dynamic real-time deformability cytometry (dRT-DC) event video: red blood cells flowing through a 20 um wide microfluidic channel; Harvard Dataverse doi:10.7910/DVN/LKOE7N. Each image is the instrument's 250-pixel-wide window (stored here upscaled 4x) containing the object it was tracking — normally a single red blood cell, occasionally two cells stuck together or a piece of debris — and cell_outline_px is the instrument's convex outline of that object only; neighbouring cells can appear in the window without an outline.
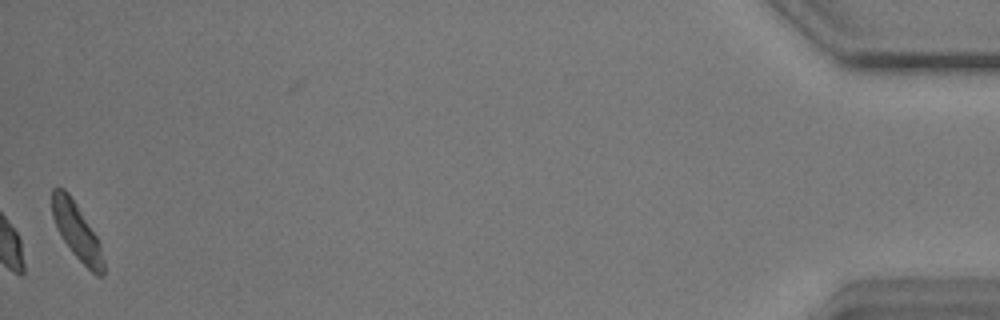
{"species": "common noctule bat (a hibernating species)", "species_latin": "Nyctalus noctula", "temperature_condition": "warm", "stored_images_in_passage": 54, "camera_frame_rate_fps": 3000, "um_per_image_px": 0.085, "animal": {"sex": "male", "body_mass_g": 17.9}, "frame": {"image": 1, "passage_image": 53, "time_ms": 17.333, "image_size_px": [1000, 320], "cell_outline_px": [[104, 276], [96, 276], [72, 252], [64, 240], [52, 216], [52, 188], [56, 184], [64, 188], [68, 192], [76, 204], [96, 236], [100, 244], [104, 260]], "centroid_in_image_um": [6.53, 19.63], "position_along_channel_um": 428.7, "area_um2": 16.65}, "authors_computed_cell_mechanics": {"area_um2": 18.1781, "velocity_mm_per_s": 3.5787, "shape_relaxation_time_tau1_ms": 2.8676, "shape_relaxation_time_tau2_ms": 2.8659, "deformation_change_tau1": 0.109, "deformation_change_tau2": 0.084}}